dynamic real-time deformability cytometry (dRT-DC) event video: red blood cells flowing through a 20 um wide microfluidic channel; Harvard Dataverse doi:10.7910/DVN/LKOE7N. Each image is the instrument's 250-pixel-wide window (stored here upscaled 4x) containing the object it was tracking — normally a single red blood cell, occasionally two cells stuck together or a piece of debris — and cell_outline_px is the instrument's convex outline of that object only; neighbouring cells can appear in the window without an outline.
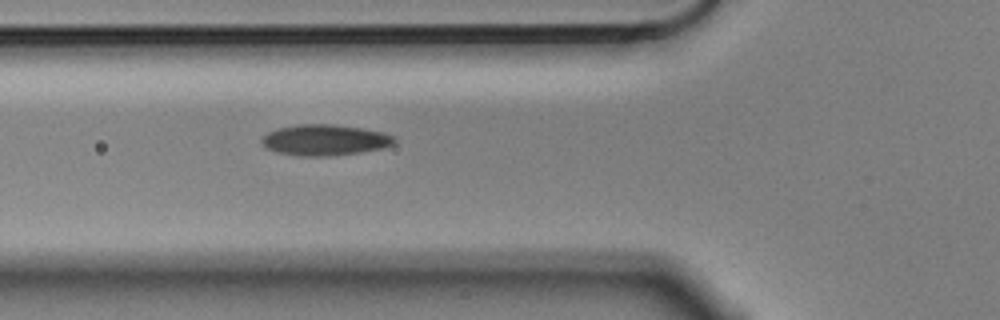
{"species": "Egyptian fruit bat (a non-hibernating species)", "species_latin": "Rousettus aegyptiacus", "temperature_condition": "cold", "stored_images_in_passage": 3, "camera_frame_rate_fps": 3000, "um_per_image_px": 0.085, "animal": {"sex": "male"}, "frame": {"image": 1, "passage_image": 3, "time_ms": 0.667, "image_size_px": [1000, 320], "cell_outline_px": [[396, 144], [384, 148], [360, 152], [328, 156], [300, 156], [280, 152], [264, 148], [260, 144], [260, 140], [268, 132], [280, 128], [296, 124], [332, 124], [360, 128], [384, 132], [396, 136]], "centroid_in_image_um": [27.64, 11.9], "position_along_channel_um": 98.2, "area_um2": 24.04}}